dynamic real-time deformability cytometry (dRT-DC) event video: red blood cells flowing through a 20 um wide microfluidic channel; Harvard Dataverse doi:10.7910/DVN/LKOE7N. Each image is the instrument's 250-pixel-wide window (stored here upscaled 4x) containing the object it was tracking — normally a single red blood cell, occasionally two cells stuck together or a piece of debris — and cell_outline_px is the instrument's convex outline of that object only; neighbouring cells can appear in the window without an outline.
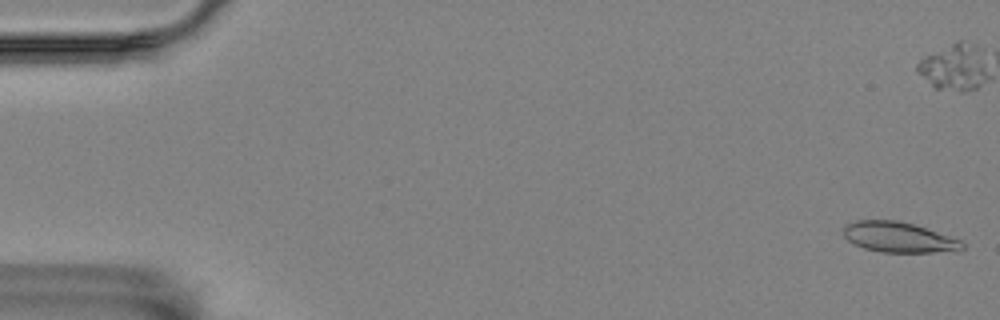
{"species": "Egyptian fruit bat (a non-hibernating species)", "species_latin": "Rousettus aegyptiacus", "temperature_condition": "room temperature", "stored_images_in_passage": 57, "camera_frame_rate_fps": 3000, "um_per_image_px": 0.085, "animal": {"sex": "female"}, "frame": {"image": 1, "passage_image": 1, "time_ms": 0.0, "image_size_px": [1000, 320], "cell_outline_px": [[964, 248], [960, 252], [884, 252], [864, 248], [852, 244], [844, 236], [844, 224], [856, 220], [896, 220], [912, 224], [960, 240], [964, 244]], "centroid_in_image_um": [76.38, 20.18], "position_along_channel_um": 8.6, "area_um2": 20.98}}
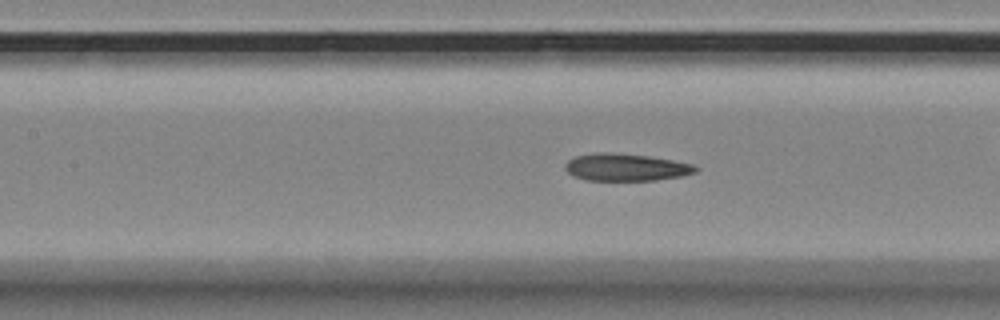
{"frame": {"image": 2, "passage_image": 25, "time_ms": 8.0, "image_size_px": [1000, 320], "cell_outline_px": [[700, 168], [696, 172], [680, 176], [656, 180], [584, 180], [572, 176], [564, 168], [564, 164], [568, 160], [576, 156], [596, 152], [604, 152], [648, 156], [672, 160], [692, 164]], "centroid_in_image_um": [53.17, 14.22], "position_along_channel_um": 154.2, "area_um2": 20.69}, "authors_computed_cell_mechanics": {"area_um2": 20.7502, "velocity_mm_per_s": 3.5242, "shape_relaxation_time_tau1_ms": null, "shape_relaxation_time_tau2_ms": 1.923, "deformation_change_tau1": null, "deformation_change_tau2": 0.1014}}